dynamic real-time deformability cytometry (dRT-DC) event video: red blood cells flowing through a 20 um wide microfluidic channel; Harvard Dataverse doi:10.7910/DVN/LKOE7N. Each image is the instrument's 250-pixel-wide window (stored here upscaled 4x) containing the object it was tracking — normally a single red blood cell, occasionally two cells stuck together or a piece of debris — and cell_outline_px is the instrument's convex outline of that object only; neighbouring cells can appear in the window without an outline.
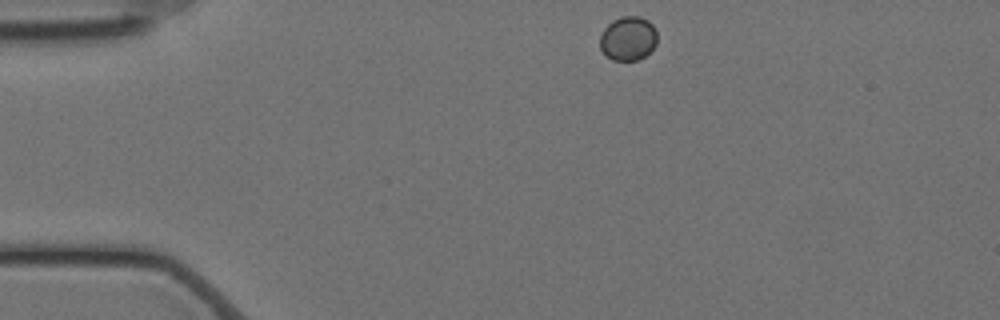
{"species": "Egyptian fruit bat (a non-hibernating species)", "species_latin": "Rousettus aegyptiacus", "temperature_condition": "cold", "stored_images_in_passage": 48, "camera_frame_rate_fps": 3000, "um_per_image_px": 0.085, "animal": {"sex": "female"}, "frame": {"image": 1, "passage_image": 1, "time_ms": 0.0, "image_size_px": [1000, 320], "cell_outline_px": [[656, 44], [644, 56], [636, 60], [612, 60], [604, 56], [600, 48], [600, 36], [604, 28], [612, 20], [620, 16], [640, 16], [648, 20], [656, 28]], "centroid_in_image_um": [53.36, 3.26], "position_along_channel_um": 31.6, "area_um2": 14.85}}
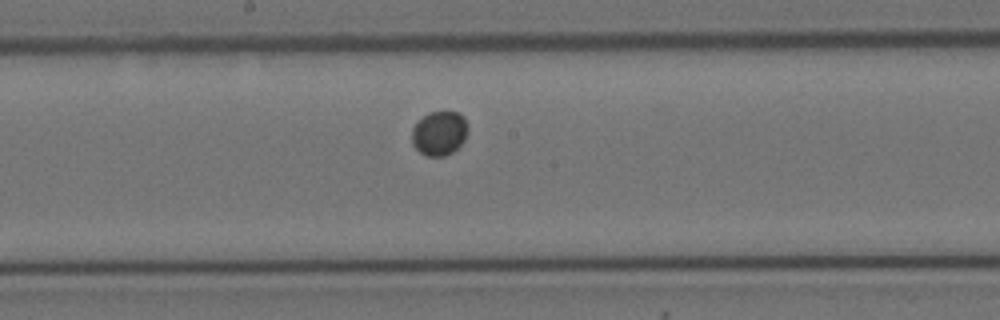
{"frame": {"image": 2, "passage_image": 21, "time_ms": 6.667, "image_size_px": [1000, 320], "cell_outline_px": [[468, 132], [464, 140], [452, 152], [444, 156], [428, 156], [420, 152], [412, 144], [412, 128], [428, 112], [460, 112], [464, 116], [468, 124]], "centroid_in_image_um": [37.37, 11.31], "position_along_channel_um": 210.8, "area_um2": 14.45}}
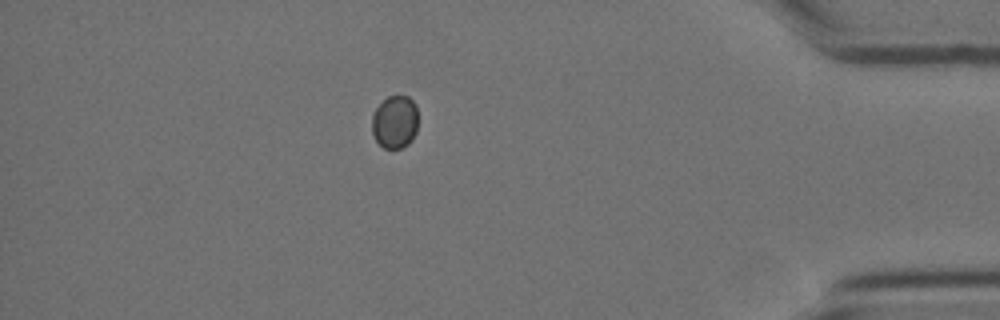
{"frame": {"image": 3, "passage_image": 41, "time_ms": 13.333, "image_size_px": [1000, 320], "cell_outline_px": [[416, 132], [412, 140], [408, 144], [400, 148], [384, 148], [376, 140], [372, 132], [372, 112], [388, 96], [408, 96], [416, 104]], "centroid_in_image_um": [33.55, 10.36], "position_along_channel_um": 401.6, "area_um2": 14.16}}